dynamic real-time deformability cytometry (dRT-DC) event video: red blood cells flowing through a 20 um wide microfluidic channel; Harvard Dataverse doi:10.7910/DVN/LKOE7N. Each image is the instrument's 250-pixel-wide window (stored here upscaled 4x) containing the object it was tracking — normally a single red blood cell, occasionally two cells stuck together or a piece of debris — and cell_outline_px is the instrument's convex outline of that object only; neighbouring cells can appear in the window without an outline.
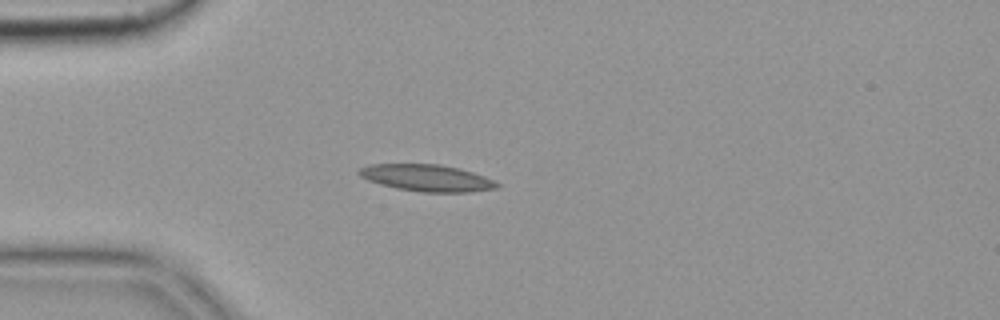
{"species": "common noctule bat (a hibernating species)", "species_latin": "Nyctalus noctula", "temperature_condition": "cold", "stored_images_in_passage": 7, "camera_frame_rate_fps": 3000, "um_per_image_px": 0.085, "animal": {"sex": "female", "body_mass_g": 19.9}, "frame": {"image": 1, "passage_image": 4, "time_ms": 1.0, "image_size_px": [1000, 320], "cell_outline_px": [[500, 184], [496, 188], [468, 192], [420, 192], [396, 188], [380, 184], [368, 180], [360, 176], [356, 172], [360, 168], [372, 164], [440, 164], [460, 168], [484, 176]], "centroid_in_image_um": [36.26, 15.12], "position_along_channel_um": 48.7, "area_um2": 21.44}}
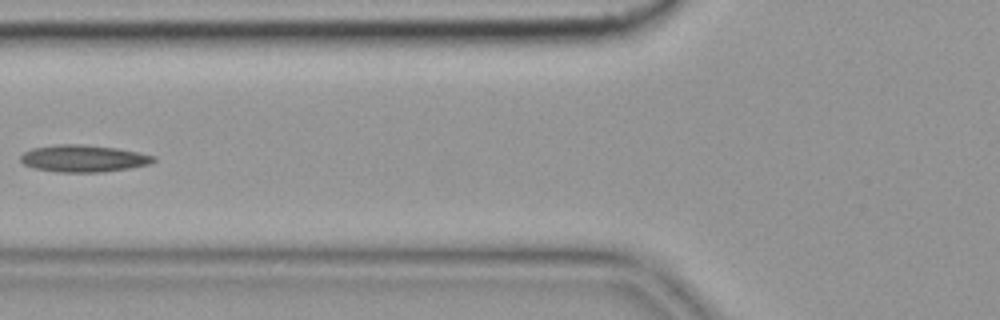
{"frame": {"image": 2, "passage_image": 6, "time_ms": 1.667, "image_size_px": [1000, 320], "cell_outline_px": [[156, 160], [148, 164], [128, 168], [104, 172], [56, 172], [32, 168], [24, 164], [20, 160], [20, 156], [24, 152], [32, 148], [56, 144], [80, 144], [116, 148], [156, 156]], "centroid_in_image_um": [7.05, 13.47], "position_along_channel_um": 118.8, "area_um2": 20.92}}